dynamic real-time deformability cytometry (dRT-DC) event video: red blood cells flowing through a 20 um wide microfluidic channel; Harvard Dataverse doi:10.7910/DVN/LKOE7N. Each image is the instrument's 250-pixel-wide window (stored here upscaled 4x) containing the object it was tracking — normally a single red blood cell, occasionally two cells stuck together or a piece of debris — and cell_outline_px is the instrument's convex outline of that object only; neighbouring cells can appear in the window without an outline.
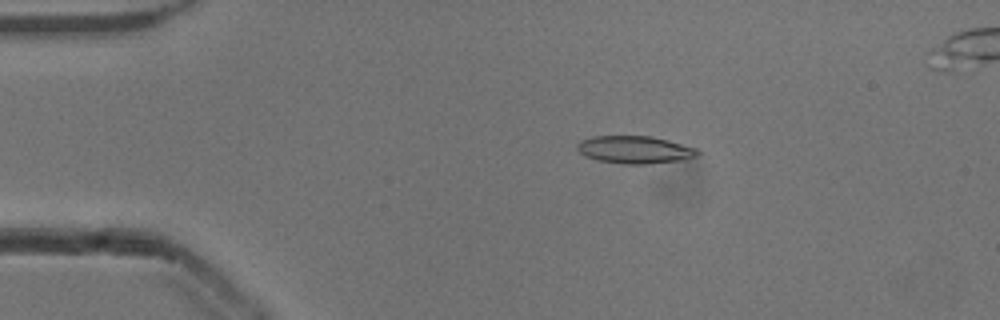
{"species": "common noctule bat (a hibernating species)", "species_latin": "Nyctalus noctula", "temperature_condition": "cold", "stored_images_in_passage": 51, "camera_frame_rate_fps": 3000, "um_per_image_px": 0.085, "animal": {"sex": "male", "body_mass_g": 13.3}, "frame": {"image": 1, "passage_image": 10, "time_ms": 3.0, "image_size_px": [1000, 320], "cell_outline_px": [[700, 156], [684, 160], [648, 164], [624, 164], [596, 160], [584, 156], [576, 148], [576, 144], [580, 140], [592, 136], [652, 136], [668, 140], [696, 148], [700, 152]], "centroid_in_image_um": [53.96, 12.73], "position_along_channel_um": 31.0, "area_um2": 19.65}}
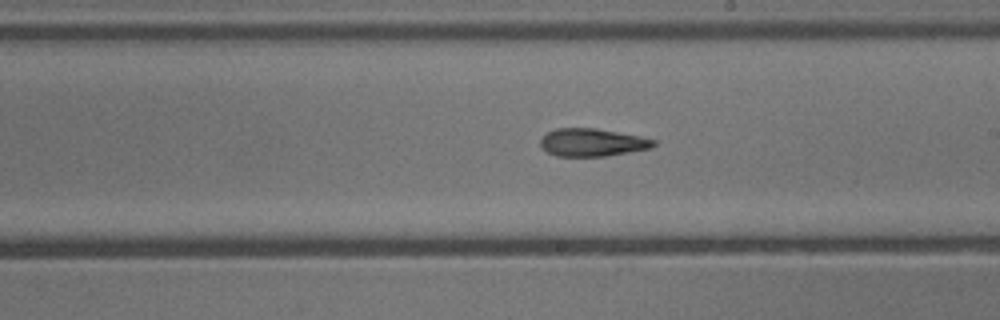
{"frame": {"image": 2, "passage_image": 30, "time_ms": 9.667, "image_size_px": [1000, 320], "cell_outline_px": [[656, 144], [652, 148], [604, 156], [556, 156], [548, 152], [540, 144], [540, 140], [548, 132], [556, 128], [596, 128], [640, 136], [656, 140]], "centroid_in_image_um": [50.36, 12.1], "position_along_channel_um": 238.6, "area_um2": 18.21}}
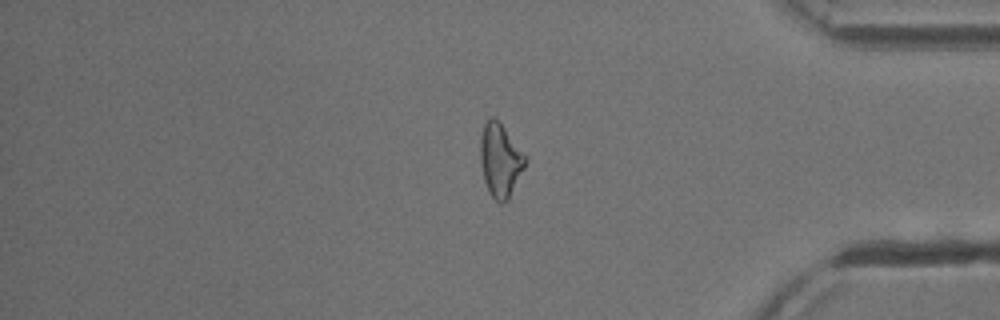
{"frame": {"image": 3, "passage_image": 44, "time_ms": 14.333, "image_size_px": [1000, 320], "cell_outline_px": [[528, 156], [524, 168], [508, 200], [504, 204], [500, 204], [492, 196], [484, 180], [480, 160], [480, 136], [484, 124], [492, 116], [504, 128]], "centroid_in_image_um": [42.53, 13.63], "position_along_channel_um": 392.7, "area_um2": 19.13}, "authors_computed_cell_mechanics": {"area_um2": 18.8428, "velocity_mm_per_s": 3.8579, "shape_relaxation_time_tau1_ms": null, "shape_relaxation_time_tau2_ms": 4.6888, "deformation_change_tau1": null, "deformation_change_tau2": 0.1592}}